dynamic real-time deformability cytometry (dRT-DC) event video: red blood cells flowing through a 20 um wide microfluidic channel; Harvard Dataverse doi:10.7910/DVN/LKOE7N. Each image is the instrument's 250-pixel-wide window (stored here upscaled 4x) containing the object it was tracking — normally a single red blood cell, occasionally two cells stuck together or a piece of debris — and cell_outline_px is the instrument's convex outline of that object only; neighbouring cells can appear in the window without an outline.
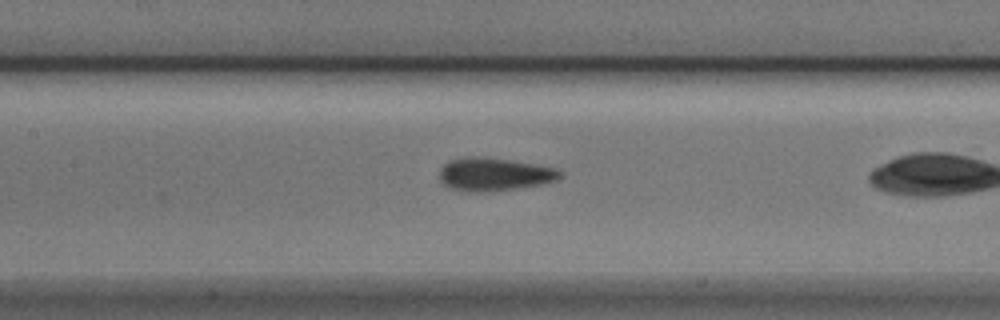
{"species": "Egyptian fruit bat (a non-hibernating species)", "species_latin": "Rousettus aegyptiacus", "temperature_condition": "cold", "stored_images_in_passage": 33, "camera_frame_rate_fps": 3000, "um_per_image_px": 0.085, "animal": {"sex": "male"}, "frame": {"image": 1, "passage_image": 15, "time_ms": 4.667, "image_size_px": [1000, 320], "cell_outline_px": [[564, 176], [556, 180], [544, 184], [516, 188], [480, 192], [468, 192], [448, 188], [440, 180], [440, 168], [448, 160], [464, 156], [480, 156], [512, 160], [536, 164], [556, 168], [564, 172]], "centroid_in_image_um": [42.01, 14.8], "position_along_channel_um": 165.4, "area_um2": 23.64}}
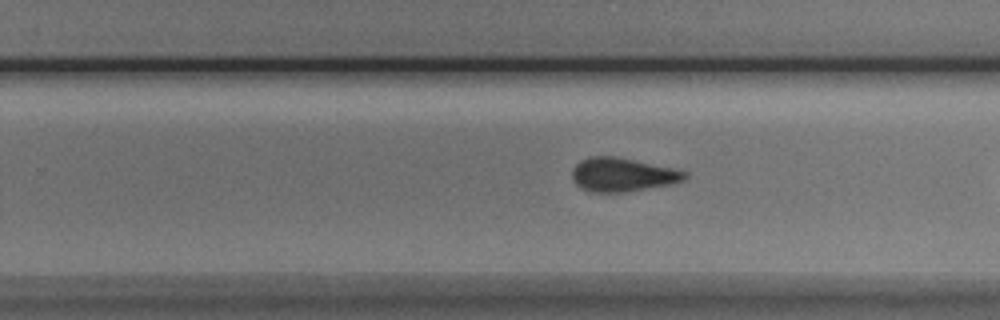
{"frame": {"image": 2, "passage_image": 24, "time_ms": 7.667, "image_size_px": [1000, 320], "cell_outline_px": [[688, 176], [684, 180], [672, 184], [624, 192], [592, 192], [580, 188], [572, 180], [572, 168], [580, 160], [588, 156], [616, 156], [676, 168], [688, 172]], "centroid_in_image_um": [52.92, 14.83], "position_along_channel_um": 276.9, "area_um2": 22.48}}
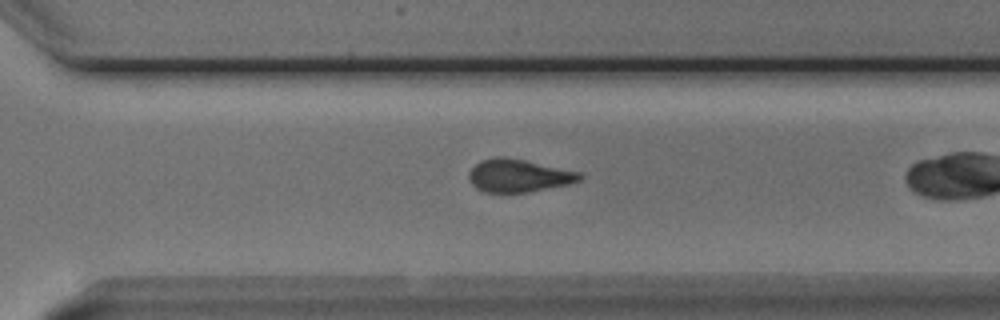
{"frame": {"image": 3, "passage_image": 28, "time_ms": 9.0, "image_size_px": [1000, 320], "cell_outline_px": [[584, 176], [580, 180], [568, 184], [528, 192], [484, 192], [476, 188], [468, 180], [468, 172], [480, 160], [496, 156], [504, 156], [524, 160], [580, 172]], "centroid_in_image_um": [44.04, 14.92], "position_along_channel_um": 326.6, "area_um2": 21.21}}